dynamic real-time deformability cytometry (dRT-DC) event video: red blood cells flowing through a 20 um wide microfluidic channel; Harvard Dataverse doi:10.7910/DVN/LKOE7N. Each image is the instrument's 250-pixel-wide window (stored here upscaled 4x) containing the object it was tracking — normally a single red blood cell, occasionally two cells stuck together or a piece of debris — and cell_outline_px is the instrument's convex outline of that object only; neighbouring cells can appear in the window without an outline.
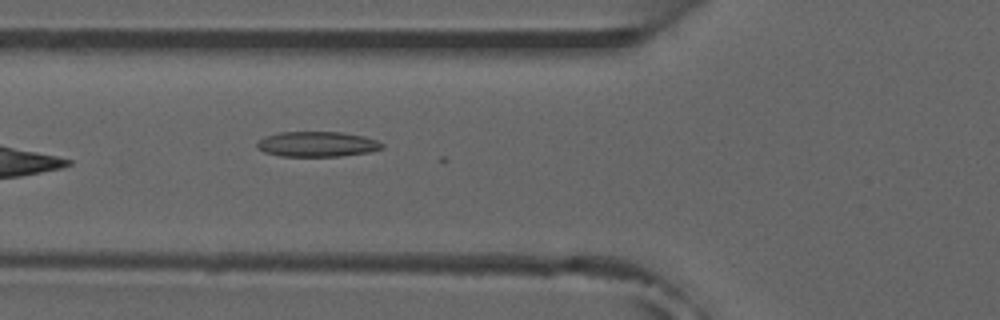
{"species": "common noctule bat (a hibernating species)", "species_latin": "Nyctalus noctula", "temperature_condition": "room temperature", "stored_images_in_passage": 8, "camera_frame_rate_fps": 3000, "um_per_image_px": 0.085, "animal": {"sex": "male", "forearm_length_mm": 52.5}, "frame": {"image": 1, "passage_image": 2, "time_ms": 0.333, "image_size_px": [1000, 320], "cell_outline_px": [[384, 148], [368, 152], [340, 156], [280, 156], [264, 152], [256, 148], [256, 140], [280, 132], [340, 132], [364, 136], [376, 140], [384, 144]], "centroid_in_image_um": [26.94, 12.25], "position_along_channel_um": 98.9, "area_um2": 18.38}}
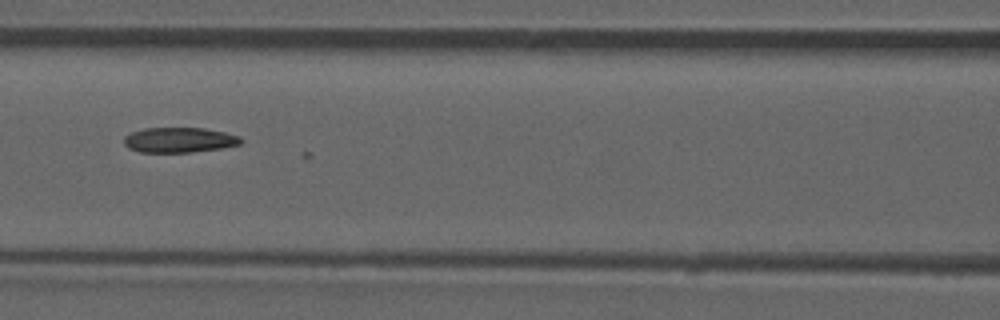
{"frame": {"image": 2, "passage_image": 6, "time_ms": 1.667, "image_size_px": [1000, 320], "cell_outline_px": [[244, 140], [240, 144], [220, 148], [188, 152], [140, 152], [128, 148], [124, 144], [124, 136], [132, 132], [144, 128], [204, 128], [224, 132], [240, 136]], "centroid_in_image_um": [15.23, 11.89], "position_along_channel_um": 151.4, "area_um2": 17.05}}